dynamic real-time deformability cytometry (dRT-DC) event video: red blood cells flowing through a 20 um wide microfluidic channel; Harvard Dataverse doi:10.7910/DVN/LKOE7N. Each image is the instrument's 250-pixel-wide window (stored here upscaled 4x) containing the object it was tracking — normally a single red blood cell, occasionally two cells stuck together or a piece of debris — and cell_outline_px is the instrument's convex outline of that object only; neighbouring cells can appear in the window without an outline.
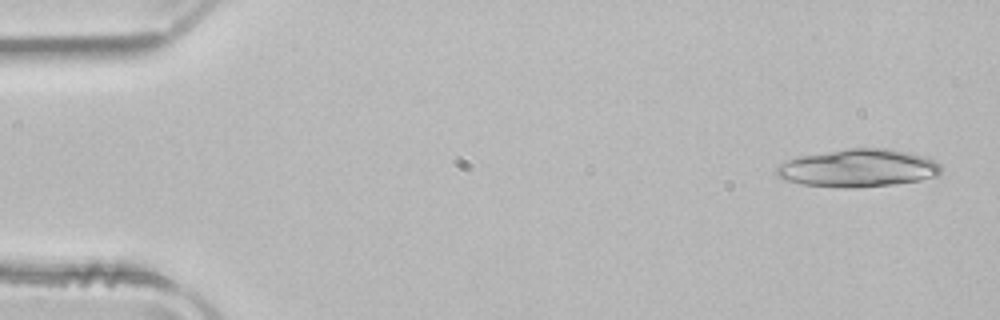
{"species": "common noctule bat (a hibernating species)", "species_latin": "Nyctalus noctula", "temperature_condition": "room temperature", "stored_images_in_passage": 10, "camera_frame_rate_fps": 3000, "um_per_image_px": 0.085, "animal": {"sex": "male", "body_mass_g": 21.5, "forearm_length_mm": 52.0}, "frame": {"image": 1, "passage_image": 2, "time_ms": 0.333, "image_size_px": [1000, 320], "cell_outline_px": [[940, 172], [936, 176], [920, 180], [892, 184], [860, 188], [844, 188], [804, 184], [788, 180], [776, 176], [776, 168], [780, 164], [796, 156], [848, 148], [884, 148], [908, 152], [924, 156], [936, 160], [940, 164]], "centroid_in_image_um": [72.94, 14.28], "position_along_channel_um": 12.1, "area_um2": 36.3}}